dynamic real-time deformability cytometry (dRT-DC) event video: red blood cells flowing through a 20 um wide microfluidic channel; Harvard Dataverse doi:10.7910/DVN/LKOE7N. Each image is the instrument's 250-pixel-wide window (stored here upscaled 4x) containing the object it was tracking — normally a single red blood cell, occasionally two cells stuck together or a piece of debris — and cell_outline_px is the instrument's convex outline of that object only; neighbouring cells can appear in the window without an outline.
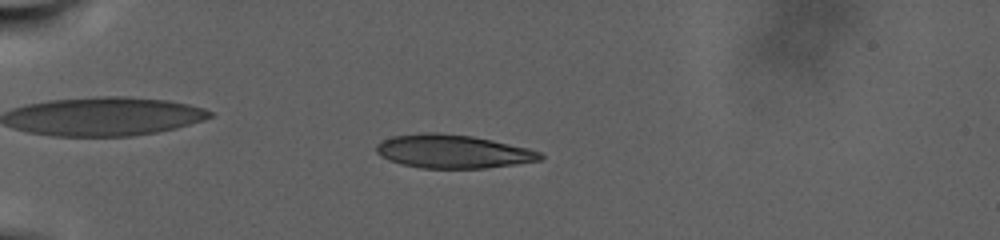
{"species": "human", "species_latin": "Homo sapiens", "temperature_condition": "warm", "stored_images_in_passage": 64, "camera_frame_rate_fps": 3000, "um_per_image_px": 0.085, "donor": {"sex": "male"}, "frame": {"image": 1, "passage_image": 29, "time_ms": 9.333, "image_size_px": [1000, 240], "cell_outline_px": [[544, 156], [540, 160], [516, 164], [484, 168], [420, 168], [400, 164], [388, 160], [380, 156], [376, 152], [376, 144], [392, 136], [424, 132], [436, 132], [472, 136], [492, 140], [528, 148], [540, 152]], "centroid_in_image_um": [38.46, 12.87], "position_along_channel_um": 46.5, "area_um2": 32.02}}
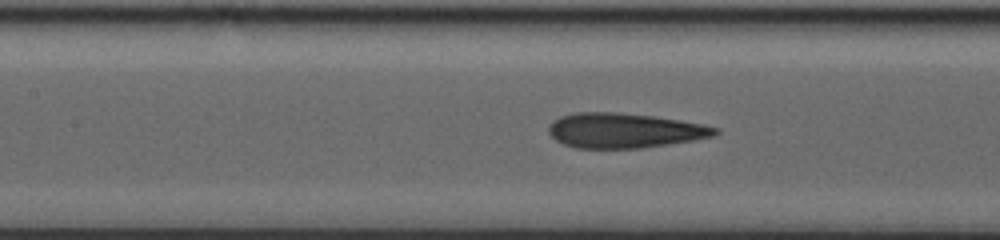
{"frame": {"image": 2, "passage_image": 49, "time_ms": 16.0, "image_size_px": [1000, 240], "cell_outline_px": [[720, 132], [716, 136], [668, 144], [640, 148], [576, 148], [564, 144], [556, 140], [548, 132], [548, 128], [552, 120], [560, 116], [576, 112], [620, 112], [652, 116], [680, 120], [704, 124], [720, 128]], "centroid_in_image_um": [53.08, 11.08], "position_along_channel_um": 154.3, "area_um2": 33.99}}
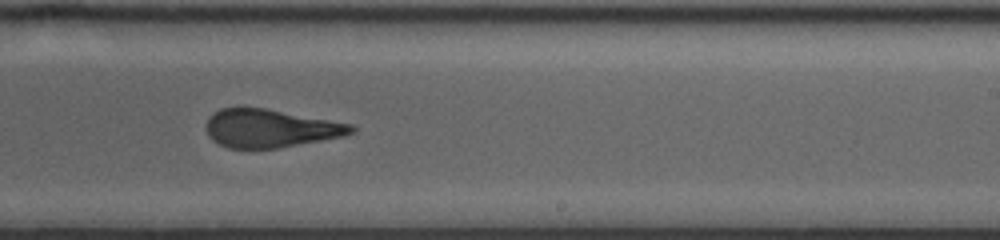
{"frame": {"image": 3, "passage_image": 64, "time_ms": 21.0, "image_size_px": [1000, 240], "cell_outline_px": [[356, 132], [344, 136], [276, 148], [228, 148], [212, 140], [208, 136], [208, 116], [212, 112], [220, 108], [236, 104], [264, 108], [352, 124], [356, 128]], "centroid_in_image_um": [22.93, 10.87], "position_along_channel_um": 266.1, "area_um2": 32.6}}